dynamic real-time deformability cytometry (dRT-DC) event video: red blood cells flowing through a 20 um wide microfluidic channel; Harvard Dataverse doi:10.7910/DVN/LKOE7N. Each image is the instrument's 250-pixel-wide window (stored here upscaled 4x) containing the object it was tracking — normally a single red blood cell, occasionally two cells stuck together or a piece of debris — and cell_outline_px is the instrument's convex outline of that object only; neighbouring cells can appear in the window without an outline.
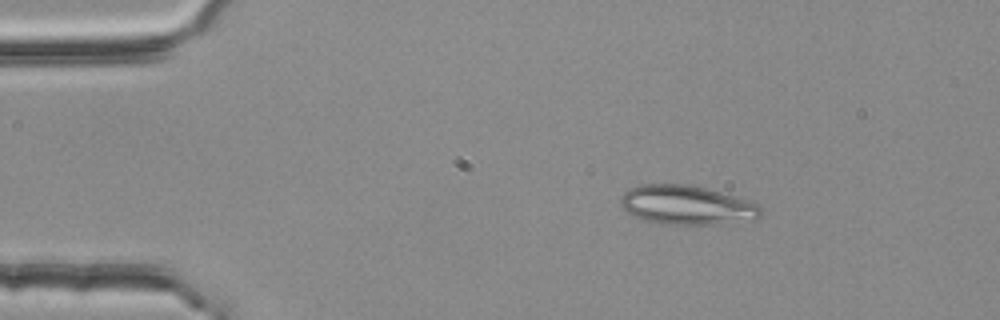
{"species": "common noctule bat (a hibernating species)", "species_latin": "Nyctalus noctula", "temperature_condition": "room temperature", "stored_images_in_passage": 3, "camera_frame_rate_fps": 3000, "um_per_image_px": 0.085, "animal": {"sex": "female", "body_mass_g": 25.1}, "frame": {"image": 1, "passage_image": 1, "time_ms": 0.0, "image_size_px": [1000, 320], "cell_outline_px": [[760, 216], [756, 220], [712, 224], [664, 224], [632, 216], [620, 204], [620, 200], [624, 192], [628, 188], [640, 184], [688, 184], [720, 192], [760, 204]], "centroid_in_image_um": [58.36, 17.42], "position_along_channel_um": 26.6, "area_um2": 31.85}}